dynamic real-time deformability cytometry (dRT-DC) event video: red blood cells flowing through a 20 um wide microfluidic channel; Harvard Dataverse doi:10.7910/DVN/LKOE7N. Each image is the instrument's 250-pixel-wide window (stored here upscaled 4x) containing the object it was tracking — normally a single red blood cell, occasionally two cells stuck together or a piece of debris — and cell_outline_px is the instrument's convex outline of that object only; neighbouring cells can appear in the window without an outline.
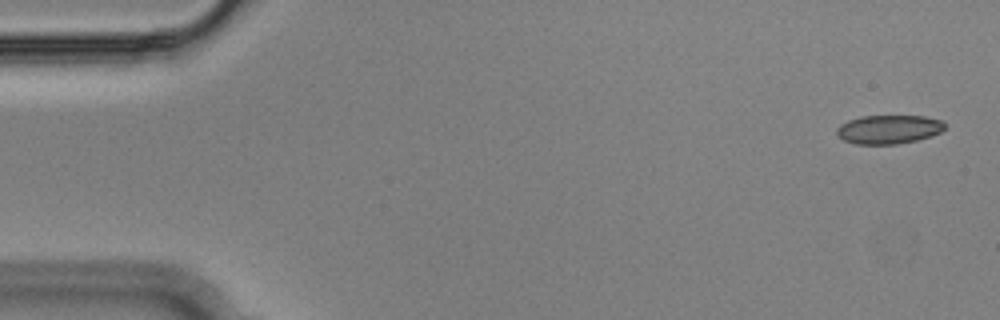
{"species": "Egyptian fruit bat (a non-hibernating species)", "species_latin": "Rousettus aegyptiacus", "temperature_condition": "cold", "stored_images_in_passage": 4, "camera_frame_rate_fps": 3000, "um_per_image_px": 0.085, "animal": {"sex": "male"}, "frame": {"image": 1, "passage_image": 2, "time_ms": 0.333, "image_size_px": [1000, 320], "cell_outline_px": [[944, 128], [940, 132], [932, 136], [916, 140], [896, 144], [856, 144], [844, 140], [836, 132], [836, 128], [840, 124], [848, 120], [860, 116], [924, 116], [944, 120]], "centroid_in_image_um": [75.54, 10.99], "position_along_channel_um": 9.5, "area_um2": 18.15}}